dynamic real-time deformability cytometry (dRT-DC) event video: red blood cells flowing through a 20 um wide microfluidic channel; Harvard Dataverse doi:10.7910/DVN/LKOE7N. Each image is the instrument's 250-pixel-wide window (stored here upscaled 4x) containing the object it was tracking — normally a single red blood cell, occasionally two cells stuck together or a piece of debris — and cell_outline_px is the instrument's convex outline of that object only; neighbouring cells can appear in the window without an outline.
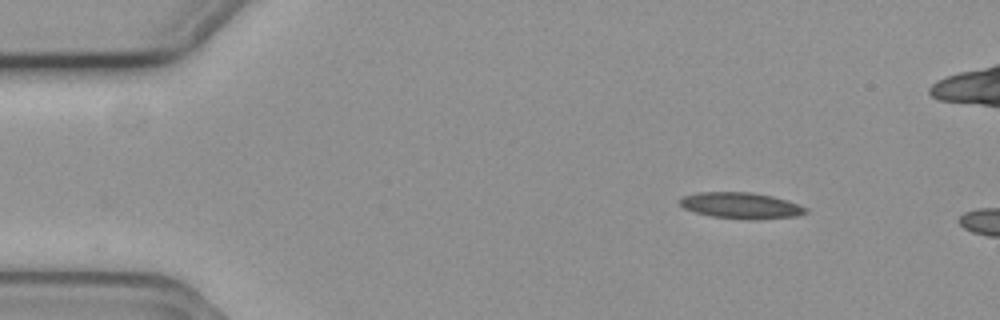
{"species": "common noctule bat (a hibernating species)", "species_latin": "Nyctalus noctula", "temperature_condition": "cold", "stored_images_in_passage": 8, "camera_frame_rate_fps": 3000, "um_per_image_px": 0.085, "animal": {"sex": "female", "body_mass_g": 19.3, "forearm_length_mm": 54.1}, "frame": {"image": 1, "passage_image": 1, "time_ms": 0.0, "image_size_px": [1000, 320], "cell_outline_px": [[808, 212], [796, 216], [752, 220], [712, 216], [696, 212], [684, 208], [680, 204], [680, 200], [684, 196], [700, 192], [752, 192], [772, 196], [808, 208]], "centroid_in_image_um": [62.99, 17.47], "position_along_channel_um": 22.0, "area_um2": 18.9}}